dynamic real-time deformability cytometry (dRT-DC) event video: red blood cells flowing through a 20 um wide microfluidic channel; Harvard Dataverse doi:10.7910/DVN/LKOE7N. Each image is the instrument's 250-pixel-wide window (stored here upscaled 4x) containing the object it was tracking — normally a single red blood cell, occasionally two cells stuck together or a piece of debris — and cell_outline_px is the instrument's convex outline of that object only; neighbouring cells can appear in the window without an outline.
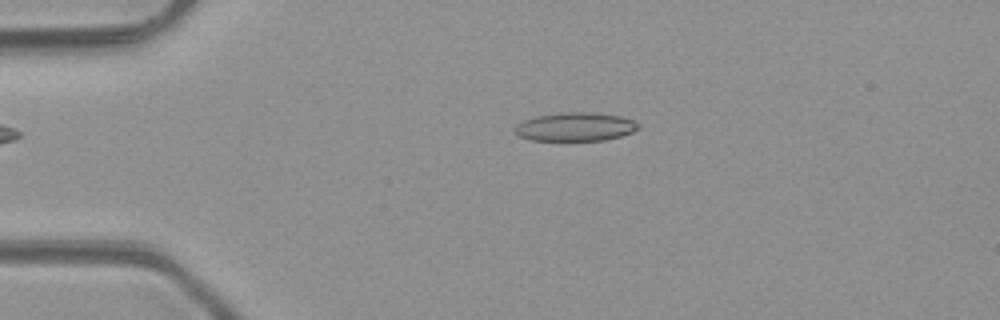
{"species": "common noctule bat (a hibernating species)", "species_latin": "Nyctalus noctula", "temperature_condition": "room temperature", "stored_images_in_passage": 2, "camera_frame_rate_fps": 3000, "um_per_image_px": 0.085, "animal": {"sex": "male", "body_mass_g": 23.1, "forearm_length_mm": 52.7}, "frame": {"image": 1, "passage_image": 1, "time_ms": 0.0, "image_size_px": [1000, 320], "cell_outline_px": [[640, 128], [632, 132], [620, 136], [604, 140], [568, 144], [532, 140], [520, 136], [516, 132], [516, 124], [524, 120], [536, 116], [560, 112], [592, 112], [620, 116], [632, 120], [640, 124]], "centroid_in_image_um": [48.89, 10.83], "position_along_channel_um": 36.1, "area_um2": 21.5}}